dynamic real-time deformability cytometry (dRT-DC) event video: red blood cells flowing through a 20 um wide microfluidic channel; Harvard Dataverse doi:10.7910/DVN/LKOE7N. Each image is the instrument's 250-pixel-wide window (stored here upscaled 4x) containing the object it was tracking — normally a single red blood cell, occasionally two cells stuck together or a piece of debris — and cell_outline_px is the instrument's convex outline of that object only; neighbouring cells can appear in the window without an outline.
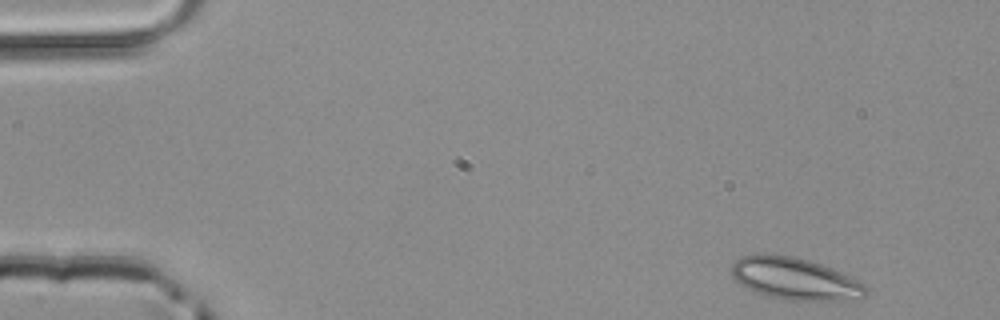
{"species": "common noctule bat (a hibernating species)", "species_latin": "Nyctalus noctula", "temperature_condition": "room temperature", "stored_images_in_passage": 46, "camera_frame_rate_fps": 3000, "um_per_image_px": 0.085, "animal": {"sex": "male", "body_mass_g": 20.4}, "frame": {"image": 1, "passage_image": 1, "time_ms": 0.0, "image_size_px": [1000, 320], "cell_outline_px": [[868, 292], [864, 296], [836, 300], [784, 300], [764, 296], [740, 284], [732, 276], [732, 264], [740, 256], [756, 252], [764, 252], [792, 256], [808, 260], [832, 268], [864, 284], [868, 288]], "centroid_in_image_um": [67.48, 23.66], "position_along_channel_um": 17.5, "area_um2": 33.0}}
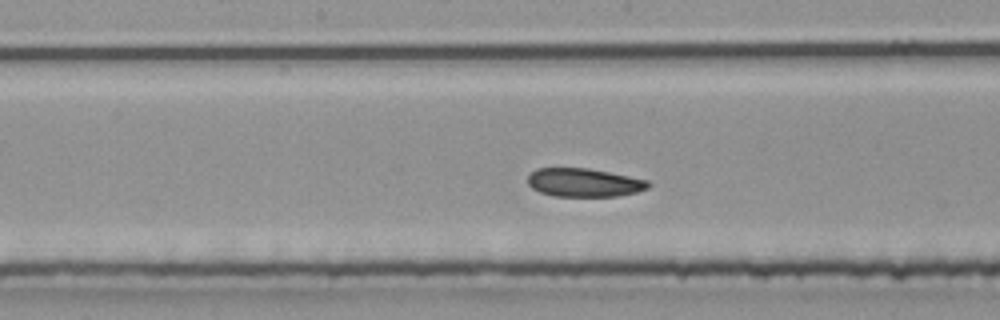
{"frame": {"image": 2, "passage_image": 22, "time_ms": 7.0, "image_size_px": [1000, 320], "cell_outline_px": [[652, 184], [648, 188], [636, 192], [616, 196], [552, 196], [540, 192], [532, 188], [528, 184], [528, 176], [536, 168], [588, 168], [648, 180]], "centroid_in_image_um": [49.63, 15.52], "position_along_channel_um": 198.6, "area_um2": 19.94}}
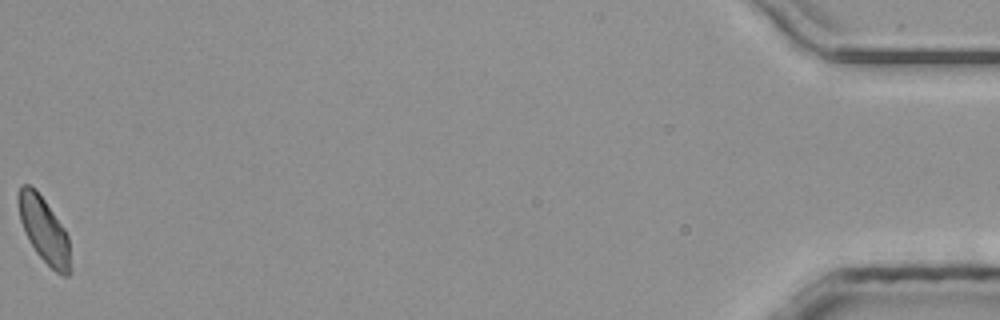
{"frame": {"image": 3, "passage_image": 46, "time_ms": 15.0, "image_size_px": [1000, 320], "cell_outline_px": [[72, 272], [68, 276], [64, 276], [56, 272], [36, 252], [28, 240], [24, 232], [20, 220], [16, 200], [16, 196], [20, 184], [28, 184], [36, 188], [64, 228], [68, 236]], "centroid_in_image_um": [3.72, 19.52], "position_along_channel_um": 431.5, "area_um2": 20.23}}